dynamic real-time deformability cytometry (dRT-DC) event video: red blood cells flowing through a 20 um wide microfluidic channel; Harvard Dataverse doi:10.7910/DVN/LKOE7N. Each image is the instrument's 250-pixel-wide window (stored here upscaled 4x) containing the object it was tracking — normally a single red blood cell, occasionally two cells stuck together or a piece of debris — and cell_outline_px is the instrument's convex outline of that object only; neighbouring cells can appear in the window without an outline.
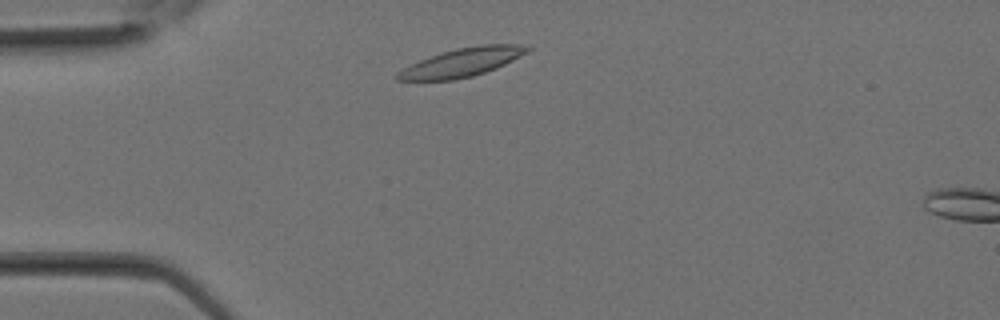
{"species": "Egyptian fruit bat (a non-hibernating species)", "species_latin": "Rousettus aegyptiacus", "temperature_condition": "room temperature", "stored_images_in_passage": 4, "camera_frame_rate_fps": 3000, "um_per_image_px": 0.085, "animal": {"sex": "female"}, "frame": {"image": 1, "passage_image": 2, "time_ms": 0.333, "image_size_px": [1000, 320], "cell_outline_px": [[532, 48], [528, 52], [496, 68], [472, 76], [452, 80], [396, 80], [396, 72], [420, 60], [456, 48], [480, 44], [528, 44]], "centroid_in_image_um": [39.32, 5.29], "position_along_channel_um": 45.7, "area_um2": 21.39}}